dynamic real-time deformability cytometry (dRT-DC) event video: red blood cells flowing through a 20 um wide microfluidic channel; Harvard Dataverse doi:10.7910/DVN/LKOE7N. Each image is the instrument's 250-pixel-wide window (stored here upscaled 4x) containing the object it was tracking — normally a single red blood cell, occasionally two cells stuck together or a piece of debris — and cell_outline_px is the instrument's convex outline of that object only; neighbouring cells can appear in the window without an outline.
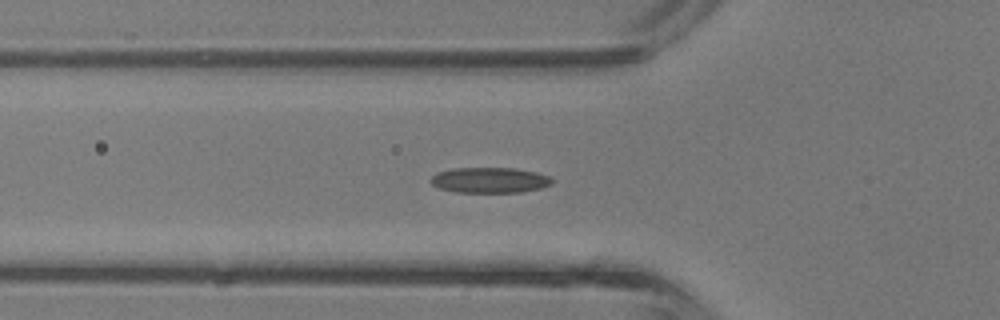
{"species": "common noctule bat (a hibernating species)", "species_latin": "Nyctalus noctula", "temperature_condition": "room temperature", "stored_images_in_passage": 43, "camera_frame_rate_fps": 3000, "um_per_image_px": 0.085, "animal": {"sex": "male", "body_mass_g": 13.3}, "frame": {"image": 1, "passage_image": 14, "time_ms": 4.333, "image_size_px": [1000, 320], "cell_outline_px": [[552, 184], [540, 188], [520, 192], [456, 192], [440, 188], [432, 184], [428, 180], [432, 176], [440, 172], [452, 168], [512, 168], [536, 172], [548, 176], [552, 180]], "centroid_in_image_um": [41.61, 15.31], "position_along_channel_um": 84.2, "area_um2": 17.86}}
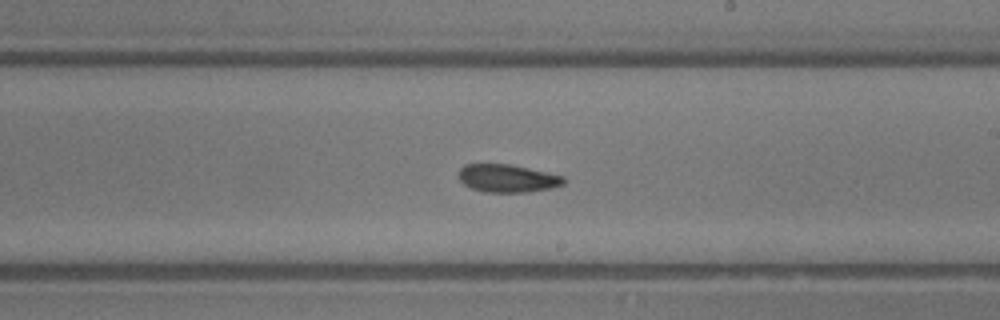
{"frame": {"image": 2, "passage_image": 24, "time_ms": 7.667, "image_size_px": [1000, 320], "cell_outline_px": [[564, 184], [548, 188], [528, 192], [484, 192], [472, 188], [464, 184], [460, 180], [460, 168], [464, 164], [508, 164], [528, 168], [564, 176]], "centroid_in_image_um": [43.11, 15.15], "position_along_channel_um": 245.9, "area_um2": 16.82}}
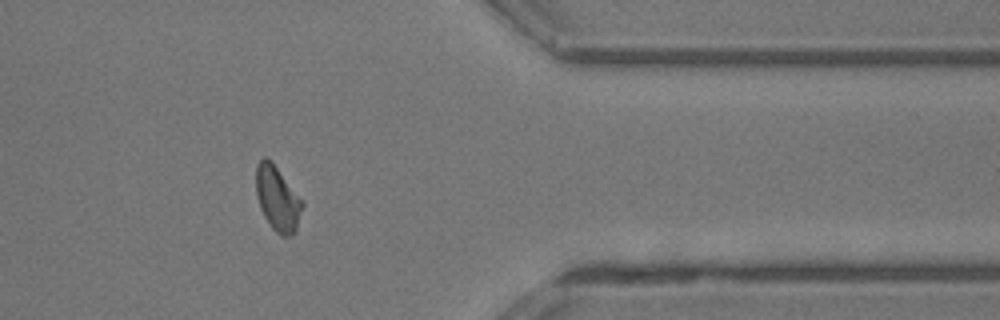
{"frame": {"image": 3, "passage_image": 34, "time_ms": 11.0, "image_size_px": [1000, 320], "cell_outline_px": [[304, 204], [296, 232], [288, 236], [280, 236], [272, 228], [264, 216], [260, 208], [256, 196], [256, 164], [264, 156], [272, 160]], "centroid_in_image_um": [23.57, 16.88], "position_along_channel_um": 387.8, "area_um2": 17.51}, "authors_computed_cell_mechanics": {"area_um2": 17.5134, "velocity_mm_per_s": 4.8373, "shape_relaxation_time_tau1_ms": 3.0934, "shape_relaxation_time_tau2_ms": 2.8994, "deformation_change_tau1": 0.1056, "deformation_change_tau2": 0.1108}}